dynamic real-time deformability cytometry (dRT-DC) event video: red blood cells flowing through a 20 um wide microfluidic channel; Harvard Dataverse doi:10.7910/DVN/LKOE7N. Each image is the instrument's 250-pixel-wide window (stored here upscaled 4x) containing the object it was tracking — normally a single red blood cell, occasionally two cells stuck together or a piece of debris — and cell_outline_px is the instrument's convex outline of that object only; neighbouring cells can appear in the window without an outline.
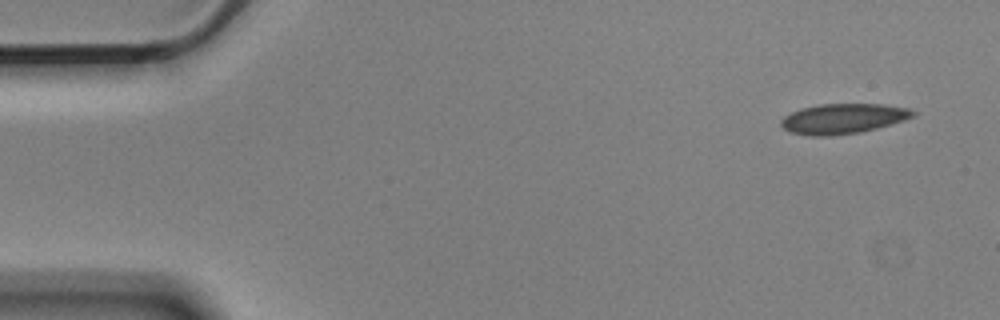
{"species": "Egyptian fruit bat (a non-hibernating species)", "species_latin": "Rousettus aegyptiacus", "temperature_condition": "cold", "stored_images_in_passage": 3, "camera_frame_rate_fps": 3000, "um_per_image_px": 0.085, "animal": {"sex": "male"}, "frame": {"image": 1, "passage_image": 1, "time_ms": 0.0, "image_size_px": [1000, 320], "cell_outline_px": [[916, 116], [892, 124], [860, 132], [832, 136], [808, 136], [788, 132], [780, 124], [780, 120], [784, 116], [800, 108], [820, 104], [884, 104], [908, 108], [916, 112]], "centroid_in_image_um": [71.65, 10.09], "position_along_channel_um": 13.4, "area_um2": 23.35}}